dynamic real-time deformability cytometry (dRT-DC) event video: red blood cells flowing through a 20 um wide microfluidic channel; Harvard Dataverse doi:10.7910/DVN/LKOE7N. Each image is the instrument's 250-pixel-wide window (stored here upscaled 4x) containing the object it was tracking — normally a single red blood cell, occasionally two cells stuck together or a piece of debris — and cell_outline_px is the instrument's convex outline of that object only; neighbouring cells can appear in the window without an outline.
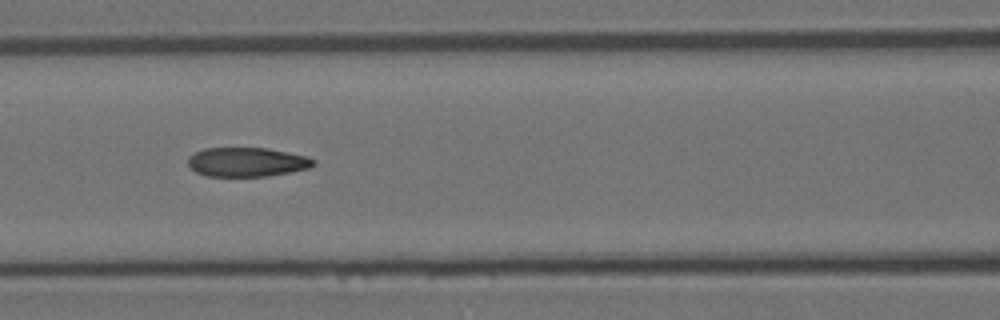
{"species": "Egyptian fruit bat (a non-hibernating species)", "species_latin": "Rousettus aegyptiacus", "temperature_condition": "room temperature", "stored_images_in_passage": 11, "camera_frame_rate_fps": 3000, "um_per_image_px": 0.085, "animal": {"sex": "female"}, "frame": {"image": 1, "passage_image": 7, "time_ms": 2.0, "image_size_px": [1000, 320], "cell_outline_px": [[316, 164], [312, 168], [292, 172], [264, 176], [204, 176], [196, 172], [188, 164], [188, 156], [204, 148], [268, 148], [308, 156], [316, 160]], "centroid_in_image_um": [21.04, 13.77], "position_along_channel_um": 145.6, "area_um2": 21.56}}
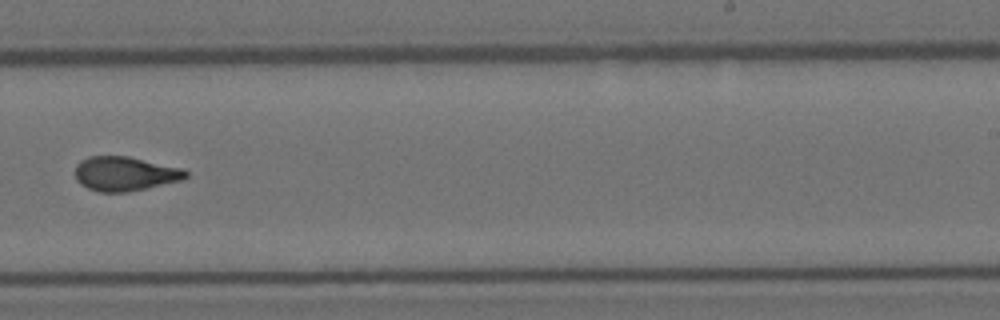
{"frame": {"image": 2, "passage_image": 10, "time_ms": 3.0, "image_size_px": [1000, 320], "cell_outline_px": [[188, 176], [184, 180], [128, 192], [100, 192], [88, 188], [80, 184], [76, 180], [76, 164], [80, 160], [88, 156], [128, 156], [184, 168], [188, 172]], "centroid_in_image_um": [10.65, 14.76], "position_along_channel_um": 278.4, "area_um2": 22.37}}
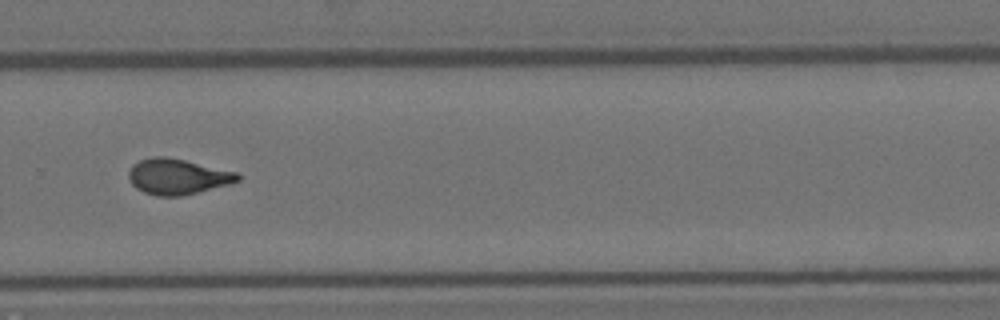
{"frame": {"image": 3, "passage_image": 11, "time_ms": 3.333, "image_size_px": [1000, 320], "cell_outline_px": [[240, 180], [228, 184], [180, 196], [156, 196], [144, 192], [136, 188], [132, 184], [128, 176], [128, 172], [132, 164], [140, 160], [152, 156], [164, 156], [184, 160], [240, 172]], "centroid_in_image_um": [15.08, 15.0], "position_along_channel_um": 314.7, "area_um2": 22.6}}